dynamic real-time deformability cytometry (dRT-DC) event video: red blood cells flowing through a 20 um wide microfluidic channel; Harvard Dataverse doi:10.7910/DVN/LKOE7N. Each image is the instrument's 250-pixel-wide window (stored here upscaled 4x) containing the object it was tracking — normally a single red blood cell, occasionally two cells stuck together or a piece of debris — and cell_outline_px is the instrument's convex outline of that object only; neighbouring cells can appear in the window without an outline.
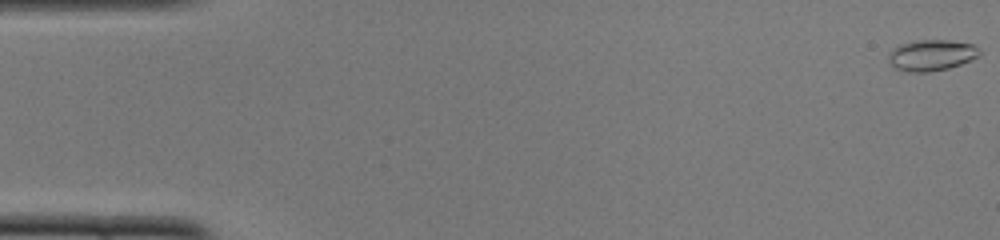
{"species": "common noctule bat (a hibernating species)", "species_latin": "Nyctalus noctula", "temperature_condition": "cold", "stored_images_in_passage": 12, "camera_frame_rate_fps": 3000, "um_per_image_px": 0.085, "animal": {"sex": "female", "body_mass_g": 22.0, "forearm_length_mm": 56.7}, "frame": {"image": 1, "passage_image": 1, "time_ms": 0.0, "image_size_px": [1000, 240], "cell_outline_px": [[980, 56], [960, 64], [948, 68], [928, 72], [908, 72], [896, 68], [888, 64], [888, 52], [892, 48], [900, 44], [916, 40], [948, 40], [972, 44], [980, 48]], "centroid_in_image_um": [79.14, 4.69], "position_along_channel_um": 5.9, "area_um2": 16.65}}